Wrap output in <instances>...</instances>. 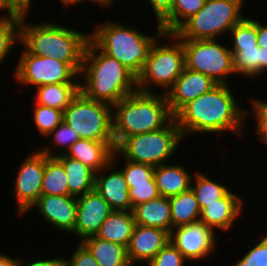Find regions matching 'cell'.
<instances>
[{
  "label": "cell",
  "mask_w": 267,
  "mask_h": 266,
  "mask_svg": "<svg viewBox=\"0 0 267 266\" xmlns=\"http://www.w3.org/2000/svg\"><path fill=\"white\" fill-rule=\"evenodd\" d=\"M186 261L184 255L169 242L147 263V266H184Z\"/></svg>",
  "instance_id": "8d00e7d4"
},
{
  "label": "cell",
  "mask_w": 267,
  "mask_h": 266,
  "mask_svg": "<svg viewBox=\"0 0 267 266\" xmlns=\"http://www.w3.org/2000/svg\"><path fill=\"white\" fill-rule=\"evenodd\" d=\"M173 118L165 93L127 95L112 106L115 147L126 137L164 128Z\"/></svg>",
  "instance_id": "277c9868"
},
{
  "label": "cell",
  "mask_w": 267,
  "mask_h": 266,
  "mask_svg": "<svg viewBox=\"0 0 267 266\" xmlns=\"http://www.w3.org/2000/svg\"><path fill=\"white\" fill-rule=\"evenodd\" d=\"M19 258H13L0 252V266H18Z\"/></svg>",
  "instance_id": "bcb514c9"
},
{
  "label": "cell",
  "mask_w": 267,
  "mask_h": 266,
  "mask_svg": "<svg viewBox=\"0 0 267 266\" xmlns=\"http://www.w3.org/2000/svg\"><path fill=\"white\" fill-rule=\"evenodd\" d=\"M226 84H217L209 92L185 104L175 115L177 126L186 134L232 132L243 135L245 116L249 115L236 102ZM244 127V128H243Z\"/></svg>",
  "instance_id": "6da1fadb"
},
{
  "label": "cell",
  "mask_w": 267,
  "mask_h": 266,
  "mask_svg": "<svg viewBox=\"0 0 267 266\" xmlns=\"http://www.w3.org/2000/svg\"><path fill=\"white\" fill-rule=\"evenodd\" d=\"M18 266H65V258L63 257H57L48 259V260H35L32 262H29L28 264H24L23 260L19 259Z\"/></svg>",
  "instance_id": "ee69618b"
},
{
  "label": "cell",
  "mask_w": 267,
  "mask_h": 266,
  "mask_svg": "<svg viewBox=\"0 0 267 266\" xmlns=\"http://www.w3.org/2000/svg\"><path fill=\"white\" fill-rule=\"evenodd\" d=\"M63 121L80 139L114 141L112 105L90 99L81 91L63 111Z\"/></svg>",
  "instance_id": "9c48e42d"
},
{
  "label": "cell",
  "mask_w": 267,
  "mask_h": 266,
  "mask_svg": "<svg viewBox=\"0 0 267 266\" xmlns=\"http://www.w3.org/2000/svg\"><path fill=\"white\" fill-rule=\"evenodd\" d=\"M234 266H267V234Z\"/></svg>",
  "instance_id": "74e56055"
},
{
  "label": "cell",
  "mask_w": 267,
  "mask_h": 266,
  "mask_svg": "<svg viewBox=\"0 0 267 266\" xmlns=\"http://www.w3.org/2000/svg\"><path fill=\"white\" fill-rule=\"evenodd\" d=\"M173 228L199 221L200 208L192 189L169 198Z\"/></svg>",
  "instance_id": "4316f807"
},
{
  "label": "cell",
  "mask_w": 267,
  "mask_h": 266,
  "mask_svg": "<svg viewBox=\"0 0 267 266\" xmlns=\"http://www.w3.org/2000/svg\"><path fill=\"white\" fill-rule=\"evenodd\" d=\"M22 16L2 14L0 16V64L9 55L15 43L20 42V24Z\"/></svg>",
  "instance_id": "1f68e13d"
},
{
  "label": "cell",
  "mask_w": 267,
  "mask_h": 266,
  "mask_svg": "<svg viewBox=\"0 0 267 266\" xmlns=\"http://www.w3.org/2000/svg\"><path fill=\"white\" fill-rule=\"evenodd\" d=\"M80 91V83H59L38 86L35 104L64 111Z\"/></svg>",
  "instance_id": "484cf974"
},
{
  "label": "cell",
  "mask_w": 267,
  "mask_h": 266,
  "mask_svg": "<svg viewBox=\"0 0 267 266\" xmlns=\"http://www.w3.org/2000/svg\"><path fill=\"white\" fill-rule=\"evenodd\" d=\"M42 195H69L67 176L63 165L55 158L45 155Z\"/></svg>",
  "instance_id": "83f0119b"
},
{
  "label": "cell",
  "mask_w": 267,
  "mask_h": 266,
  "mask_svg": "<svg viewBox=\"0 0 267 266\" xmlns=\"http://www.w3.org/2000/svg\"><path fill=\"white\" fill-rule=\"evenodd\" d=\"M257 45L259 47L267 46V24L257 20Z\"/></svg>",
  "instance_id": "f6af8a7d"
},
{
  "label": "cell",
  "mask_w": 267,
  "mask_h": 266,
  "mask_svg": "<svg viewBox=\"0 0 267 266\" xmlns=\"http://www.w3.org/2000/svg\"><path fill=\"white\" fill-rule=\"evenodd\" d=\"M100 266H132L127 248L121 244L101 239L96 235L80 241Z\"/></svg>",
  "instance_id": "d4e9b609"
},
{
  "label": "cell",
  "mask_w": 267,
  "mask_h": 266,
  "mask_svg": "<svg viewBox=\"0 0 267 266\" xmlns=\"http://www.w3.org/2000/svg\"><path fill=\"white\" fill-rule=\"evenodd\" d=\"M156 34L141 31L117 22L95 25L90 40L105 54L123 64L136 78L141 74L152 44L163 31L157 23Z\"/></svg>",
  "instance_id": "5b68a950"
},
{
  "label": "cell",
  "mask_w": 267,
  "mask_h": 266,
  "mask_svg": "<svg viewBox=\"0 0 267 266\" xmlns=\"http://www.w3.org/2000/svg\"><path fill=\"white\" fill-rule=\"evenodd\" d=\"M27 17L23 16L20 24L22 49L38 57H52L67 63L80 75L90 34L50 21L31 25L26 23Z\"/></svg>",
  "instance_id": "3957f363"
},
{
  "label": "cell",
  "mask_w": 267,
  "mask_h": 266,
  "mask_svg": "<svg viewBox=\"0 0 267 266\" xmlns=\"http://www.w3.org/2000/svg\"><path fill=\"white\" fill-rule=\"evenodd\" d=\"M65 266H100L89 250L79 241L69 259L65 258Z\"/></svg>",
  "instance_id": "60d3db41"
},
{
  "label": "cell",
  "mask_w": 267,
  "mask_h": 266,
  "mask_svg": "<svg viewBox=\"0 0 267 266\" xmlns=\"http://www.w3.org/2000/svg\"><path fill=\"white\" fill-rule=\"evenodd\" d=\"M132 213L135 224L164 229H173L171 204L169 198L160 196L154 200L140 203L133 207Z\"/></svg>",
  "instance_id": "7402d4cb"
},
{
  "label": "cell",
  "mask_w": 267,
  "mask_h": 266,
  "mask_svg": "<svg viewBox=\"0 0 267 266\" xmlns=\"http://www.w3.org/2000/svg\"><path fill=\"white\" fill-rule=\"evenodd\" d=\"M160 193L155 181H147V183L132 184L129 188V197L132 208L140 203L154 200L160 197Z\"/></svg>",
  "instance_id": "f35d334b"
},
{
  "label": "cell",
  "mask_w": 267,
  "mask_h": 266,
  "mask_svg": "<svg viewBox=\"0 0 267 266\" xmlns=\"http://www.w3.org/2000/svg\"><path fill=\"white\" fill-rule=\"evenodd\" d=\"M112 211L108 202L95 189L77 197L76 225L73 234L75 233L81 241L96 235Z\"/></svg>",
  "instance_id": "5bb4252c"
},
{
  "label": "cell",
  "mask_w": 267,
  "mask_h": 266,
  "mask_svg": "<svg viewBox=\"0 0 267 266\" xmlns=\"http://www.w3.org/2000/svg\"><path fill=\"white\" fill-rule=\"evenodd\" d=\"M232 52L234 74L238 73L248 78L260 75V47L229 48Z\"/></svg>",
  "instance_id": "4dcf8cb0"
},
{
  "label": "cell",
  "mask_w": 267,
  "mask_h": 266,
  "mask_svg": "<svg viewBox=\"0 0 267 266\" xmlns=\"http://www.w3.org/2000/svg\"><path fill=\"white\" fill-rule=\"evenodd\" d=\"M216 85L210 77L184 67L181 75L165 94L171 113L175 115L189 101L209 92Z\"/></svg>",
  "instance_id": "9a60e30c"
},
{
  "label": "cell",
  "mask_w": 267,
  "mask_h": 266,
  "mask_svg": "<svg viewBox=\"0 0 267 266\" xmlns=\"http://www.w3.org/2000/svg\"><path fill=\"white\" fill-rule=\"evenodd\" d=\"M0 10H7L8 14H17L6 2V0H0Z\"/></svg>",
  "instance_id": "c3c4849f"
},
{
  "label": "cell",
  "mask_w": 267,
  "mask_h": 266,
  "mask_svg": "<svg viewBox=\"0 0 267 266\" xmlns=\"http://www.w3.org/2000/svg\"><path fill=\"white\" fill-rule=\"evenodd\" d=\"M217 240L215 231L201 221L173 228L170 232V242L193 262L209 256Z\"/></svg>",
  "instance_id": "4fadbf2b"
},
{
  "label": "cell",
  "mask_w": 267,
  "mask_h": 266,
  "mask_svg": "<svg viewBox=\"0 0 267 266\" xmlns=\"http://www.w3.org/2000/svg\"><path fill=\"white\" fill-rule=\"evenodd\" d=\"M55 158L63 165L65 170L69 195L79 197L94 190L96 172L93 169L65 154Z\"/></svg>",
  "instance_id": "603a6c76"
},
{
  "label": "cell",
  "mask_w": 267,
  "mask_h": 266,
  "mask_svg": "<svg viewBox=\"0 0 267 266\" xmlns=\"http://www.w3.org/2000/svg\"><path fill=\"white\" fill-rule=\"evenodd\" d=\"M15 68L14 77L23 86L37 88L47 84L80 83V75L67 63L52 57H38L25 50Z\"/></svg>",
  "instance_id": "8fae6325"
},
{
  "label": "cell",
  "mask_w": 267,
  "mask_h": 266,
  "mask_svg": "<svg viewBox=\"0 0 267 266\" xmlns=\"http://www.w3.org/2000/svg\"><path fill=\"white\" fill-rule=\"evenodd\" d=\"M33 111V120L36 128H38V132L44 137L63 121V111L60 109L36 104Z\"/></svg>",
  "instance_id": "e575fe53"
},
{
  "label": "cell",
  "mask_w": 267,
  "mask_h": 266,
  "mask_svg": "<svg viewBox=\"0 0 267 266\" xmlns=\"http://www.w3.org/2000/svg\"><path fill=\"white\" fill-rule=\"evenodd\" d=\"M115 141L77 140L65 153L66 156L81 161L95 172L112 163Z\"/></svg>",
  "instance_id": "ffe728a7"
},
{
  "label": "cell",
  "mask_w": 267,
  "mask_h": 266,
  "mask_svg": "<svg viewBox=\"0 0 267 266\" xmlns=\"http://www.w3.org/2000/svg\"><path fill=\"white\" fill-rule=\"evenodd\" d=\"M170 242V232L164 229L135 224L127 255L130 264L149 263Z\"/></svg>",
  "instance_id": "e0dca14e"
},
{
  "label": "cell",
  "mask_w": 267,
  "mask_h": 266,
  "mask_svg": "<svg viewBox=\"0 0 267 266\" xmlns=\"http://www.w3.org/2000/svg\"><path fill=\"white\" fill-rule=\"evenodd\" d=\"M33 0H6L9 6L19 15L27 16L30 12Z\"/></svg>",
  "instance_id": "7bdbcfd3"
},
{
  "label": "cell",
  "mask_w": 267,
  "mask_h": 266,
  "mask_svg": "<svg viewBox=\"0 0 267 266\" xmlns=\"http://www.w3.org/2000/svg\"><path fill=\"white\" fill-rule=\"evenodd\" d=\"M243 5L239 0H206L173 34L179 39H217L245 17L241 14Z\"/></svg>",
  "instance_id": "ba28073f"
},
{
  "label": "cell",
  "mask_w": 267,
  "mask_h": 266,
  "mask_svg": "<svg viewBox=\"0 0 267 266\" xmlns=\"http://www.w3.org/2000/svg\"><path fill=\"white\" fill-rule=\"evenodd\" d=\"M168 38L174 42L170 43L171 45H163L161 43L163 39ZM184 67L185 51L182 41L175 34L163 33L152 44L143 70L137 77V91L151 93L153 84L163 87L166 94L181 75Z\"/></svg>",
  "instance_id": "8992f818"
},
{
  "label": "cell",
  "mask_w": 267,
  "mask_h": 266,
  "mask_svg": "<svg viewBox=\"0 0 267 266\" xmlns=\"http://www.w3.org/2000/svg\"><path fill=\"white\" fill-rule=\"evenodd\" d=\"M245 16L230 31L231 48H254L257 46V20Z\"/></svg>",
  "instance_id": "836d02e7"
},
{
  "label": "cell",
  "mask_w": 267,
  "mask_h": 266,
  "mask_svg": "<svg viewBox=\"0 0 267 266\" xmlns=\"http://www.w3.org/2000/svg\"><path fill=\"white\" fill-rule=\"evenodd\" d=\"M125 165L121 171L125 176L128 188L132 187V184L147 183V181H155L154 169L155 167L149 164L137 163L125 159Z\"/></svg>",
  "instance_id": "d590c367"
},
{
  "label": "cell",
  "mask_w": 267,
  "mask_h": 266,
  "mask_svg": "<svg viewBox=\"0 0 267 266\" xmlns=\"http://www.w3.org/2000/svg\"><path fill=\"white\" fill-rule=\"evenodd\" d=\"M249 102L252 105L253 116L257 121L255 134L259 140L267 144V102L261 98H251Z\"/></svg>",
  "instance_id": "ab89813d"
},
{
  "label": "cell",
  "mask_w": 267,
  "mask_h": 266,
  "mask_svg": "<svg viewBox=\"0 0 267 266\" xmlns=\"http://www.w3.org/2000/svg\"><path fill=\"white\" fill-rule=\"evenodd\" d=\"M151 3L152 10L160 24L170 13L174 0H148Z\"/></svg>",
  "instance_id": "b9f144b4"
},
{
  "label": "cell",
  "mask_w": 267,
  "mask_h": 266,
  "mask_svg": "<svg viewBox=\"0 0 267 266\" xmlns=\"http://www.w3.org/2000/svg\"><path fill=\"white\" fill-rule=\"evenodd\" d=\"M267 72V46L260 47V75Z\"/></svg>",
  "instance_id": "7dc6e473"
},
{
  "label": "cell",
  "mask_w": 267,
  "mask_h": 266,
  "mask_svg": "<svg viewBox=\"0 0 267 266\" xmlns=\"http://www.w3.org/2000/svg\"><path fill=\"white\" fill-rule=\"evenodd\" d=\"M81 74L84 83L80 81V91L90 99L112 106L137 91V78L91 40L84 52Z\"/></svg>",
  "instance_id": "7a4b0ae2"
},
{
  "label": "cell",
  "mask_w": 267,
  "mask_h": 266,
  "mask_svg": "<svg viewBox=\"0 0 267 266\" xmlns=\"http://www.w3.org/2000/svg\"><path fill=\"white\" fill-rule=\"evenodd\" d=\"M45 169V154L35 150L20 164L14 181V194L18 215H24L42 195V181Z\"/></svg>",
  "instance_id": "7c38bea8"
},
{
  "label": "cell",
  "mask_w": 267,
  "mask_h": 266,
  "mask_svg": "<svg viewBox=\"0 0 267 266\" xmlns=\"http://www.w3.org/2000/svg\"><path fill=\"white\" fill-rule=\"evenodd\" d=\"M89 1H91V2H95V4H97V6L98 5H100V6H102V7H110L111 6V4H112V2L114 1V0H89Z\"/></svg>",
  "instance_id": "681fc988"
},
{
  "label": "cell",
  "mask_w": 267,
  "mask_h": 266,
  "mask_svg": "<svg viewBox=\"0 0 267 266\" xmlns=\"http://www.w3.org/2000/svg\"><path fill=\"white\" fill-rule=\"evenodd\" d=\"M182 139L184 137L173 118L164 128L124 138L115 151L118 156L123 155V160L155 167L170 161Z\"/></svg>",
  "instance_id": "52a82bcc"
},
{
  "label": "cell",
  "mask_w": 267,
  "mask_h": 266,
  "mask_svg": "<svg viewBox=\"0 0 267 266\" xmlns=\"http://www.w3.org/2000/svg\"><path fill=\"white\" fill-rule=\"evenodd\" d=\"M52 137V144L53 148L57 149L59 148V152H51V147L50 146H45L44 148L41 147L42 149L39 151L48 157H57L59 155L65 154L69 148L77 141L80 139L78 136L77 132L71 128L69 125H67L64 121H62L52 132H50L46 138L49 136ZM54 142V143H53ZM55 144V145H54ZM57 145V146H56Z\"/></svg>",
  "instance_id": "d6a6232c"
},
{
  "label": "cell",
  "mask_w": 267,
  "mask_h": 266,
  "mask_svg": "<svg viewBox=\"0 0 267 266\" xmlns=\"http://www.w3.org/2000/svg\"><path fill=\"white\" fill-rule=\"evenodd\" d=\"M168 164L155 166L154 179L160 195L170 198L190 190L194 177L185 166Z\"/></svg>",
  "instance_id": "44dd1931"
},
{
  "label": "cell",
  "mask_w": 267,
  "mask_h": 266,
  "mask_svg": "<svg viewBox=\"0 0 267 266\" xmlns=\"http://www.w3.org/2000/svg\"><path fill=\"white\" fill-rule=\"evenodd\" d=\"M185 51V67L210 77L217 84H226L227 75H233V59L230 47L217 39H180Z\"/></svg>",
  "instance_id": "30bf717a"
},
{
  "label": "cell",
  "mask_w": 267,
  "mask_h": 266,
  "mask_svg": "<svg viewBox=\"0 0 267 266\" xmlns=\"http://www.w3.org/2000/svg\"><path fill=\"white\" fill-rule=\"evenodd\" d=\"M61 4L64 5V7H68L71 5L79 4L80 2H83L84 0H59Z\"/></svg>",
  "instance_id": "f907efd6"
},
{
  "label": "cell",
  "mask_w": 267,
  "mask_h": 266,
  "mask_svg": "<svg viewBox=\"0 0 267 266\" xmlns=\"http://www.w3.org/2000/svg\"><path fill=\"white\" fill-rule=\"evenodd\" d=\"M117 155L115 151L112 163L96 172L94 189L108 202L113 211H132L133 208L125 176L121 170L113 171L110 169L115 165L116 158H119ZM108 169L111 170L109 174L106 173V171H109Z\"/></svg>",
  "instance_id": "ac0fdd59"
},
{
  "label": "cell",
  "mask_w": 267,
  "mask_h": 266,
  "mask_svg": "<svg viewBox=\"0 0 267 266\" xmlns=\"http://www.w3.org/2000/svg\"><path fill=\"white\" fill-rule=\"evenodd\" d=\"M243 205L242 197L229 190L221 199L200 210L199 221L213 231L217 228L228 231L242 214Z\"/></svg>",
  "instance_id": "d6986e66"
},
{
  "label": "cell",
  "mask_w": 267,
  "mask_h": 266,
  "mask_svg": "<svg viewBox=\"0 0 267 266\" xmlns=\"http://www.w3.org/2000/svg\"><path fill=\"white\" fill-rule=\"evenodd\" d=\"M206 0H174L171 13L159 24L163 33L173 34L187 19L195 15Z\"/></svg>",
  "instance_id": "f1b7e54d"
},
{
  "label": "cell",
  "mask_w": 267,
  "mask_h": 266,
  "mask_svg": "<svg viewBox=\"0 0 267 266\" xmlns=\"http://www.w3.org/2000/svg\"><path fill=\"white\" fill-rule=\"evenodd\" d=\"M193 177H195L196 184H191V189L196 196L200 210L221 199L230 190L224 184L207 177L206 173L196 172Z\"/></svg>",
  "instance_id": "f546056e"
},
{
  "label": "cell",
  "mask_w": 267,
  "mask_h": 266,
  "mask_svg": "<svg viewBox=\"0 0 267 266\" xmlns=\"http://www.w3.org/2000/svg\"><path fill=\"white\" fill-rule=\"evenodd\" d=\"M33 207H38L39 215L57 229L73 233L76 225L77 197L41 195Z\"/></svg>",
  "instance_id": "2e32d148"
},
{
  "label": "cell",
  "mask_w": 267,
  "mask_h": 266,
  "mask_svg": "<svg viewBox=\"0 0 267 266\" xmlns=\"http://www.w3.org/2000/svg\"><path fill=\"white\" fill-rule=\"evenodd\" d=\"M135 220L132 211H112L103 221L97 237L128 247Z\"/></svg>",
  "instance_id": "cb8c5ba5"
}]
</instances>
